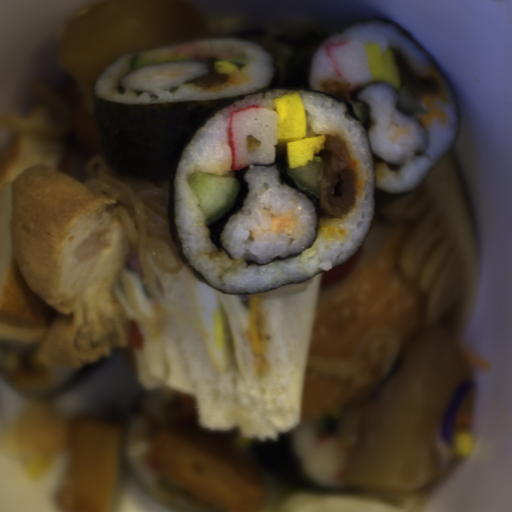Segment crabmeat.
I'll return each mask as SVG.
<instances>
[{
    "label": "crabmeat",
    "mask_w": 512,
    "mask_h": 512,
    "mask_svg": "<svg viewBox=\"0 0 512 512\" xmlns=\"http://www.w3.org/2000/svg\"><path fill=\"white\" fill-rule=\"evenodd\" d=\"M279 128V112L265 106L253 104L231 111L227 143L231 150L232 172L249 165L274 164Z\"/></svg>",
    "instance_id": "1"
},
{
    "label": "crabmeat",
    "mask_w": 512,
    "mask_h": 512,
    "mask_svg": "<svg viewBox=\"0 0 512 512\" xmlns=\"http://www.w3.org/2000/svg\"><path fill=\"white\" fill-rule=\"evenodd\" d=\"M176 55H188L190 56L194 62L203 61L198 50L194 46V44L184 45L181 48H179L176 52H174Z\"/></svg>",
    "instance_id": "3"
},
{
    "label": "crabmeat",
    "mask_w": 512,
    "mask_h": 512,
    "mask_svg": "<svg viewBox=\"0 0 512 512\" xmlns=\"http://www.w3.org/2000/svg\"><path fill=\"white\" fill-rule=\"evenodd\" d=\"M325 53L336 74L350 83V92L373 81L363 42L353 39L325 46Z\"/></svg>",
    "instance_id": "2"
}]
</instances>
